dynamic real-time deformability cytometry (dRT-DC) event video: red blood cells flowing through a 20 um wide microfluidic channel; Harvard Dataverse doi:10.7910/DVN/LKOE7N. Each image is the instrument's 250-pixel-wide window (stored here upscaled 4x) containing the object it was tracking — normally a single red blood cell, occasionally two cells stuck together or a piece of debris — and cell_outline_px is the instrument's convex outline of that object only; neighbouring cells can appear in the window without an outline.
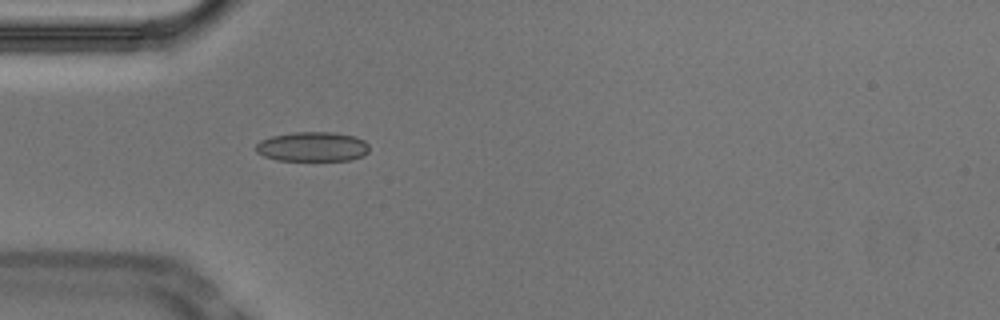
{"species": "Egyptian fruit bat (a non-hibernating species)", "species_latin": "Rousettus aegyptiacus", "temperature_condition": "cold", "stored_images_in_passage": 39, "camera_frame_rate_fps": 3000, "um_per_image_px": 0.085, "animal": {"sex": "male"}, "frame": {"image": 1, "passage_image": 1, "time_ms": 0.0, "image_size_px": [1000, 320], "cell_outline_px": [[368, 152], [364, 156], [348, 160], [276, 160], [264, 156], [256, 152], [256, 144], [260, 140], [272, 136], [296, 132], [336, 132], [356, 136], [364, 140], [368, 144]], "centroid_in_image_um": [26.58, 12.46], "position_along_channel_um": 58.4, "area_um2": 19.65}}
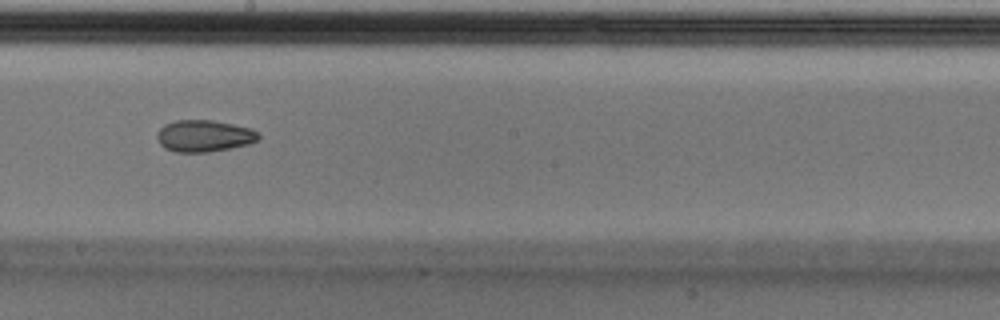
{"frame": {"image": 2, "passage_image": 15, "time_ms": 4.667, "image_size_px": [1000, 320], "cell_outline_px": [[260, 140], [248, 144], [208, 152], [176, 152], [164, 148], [156, 140], [156, 132], [164, 124], [176, 120], [212, 120], [252, 128], [260, 136]], "centroid_in_image_um": [17.31, 11.55], "position_along_channel_um": 230.9, "area_um2": 18.9}}
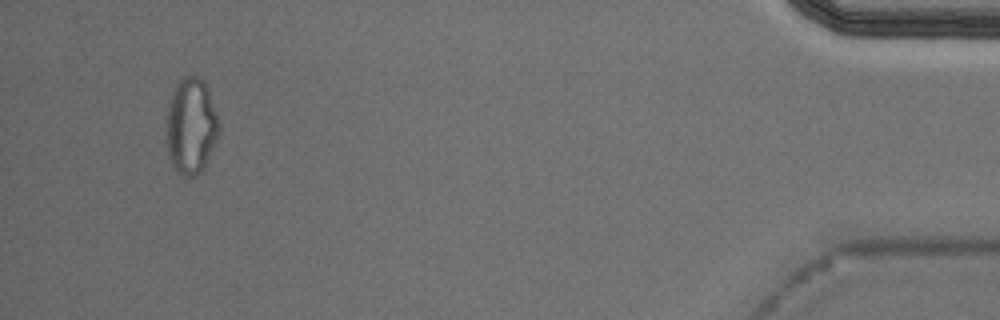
{"frame": {"image": 3, "passage_image": 36, "time_ms": 11.667, "image_size_px": [1000, 320], "cell_outline_px": [[220, 132], [204, 168], [196, 176], [184, 176], [172, 168], [168, 156], [168, 100], [176, 84], [184, 76], [196, 76], [204, 80], [208, 88], [220, 124]], "centroid_in_image_um": [16.26, 10.72], "position_along_channel_um": 418.9, "area_um2": 29.48}}